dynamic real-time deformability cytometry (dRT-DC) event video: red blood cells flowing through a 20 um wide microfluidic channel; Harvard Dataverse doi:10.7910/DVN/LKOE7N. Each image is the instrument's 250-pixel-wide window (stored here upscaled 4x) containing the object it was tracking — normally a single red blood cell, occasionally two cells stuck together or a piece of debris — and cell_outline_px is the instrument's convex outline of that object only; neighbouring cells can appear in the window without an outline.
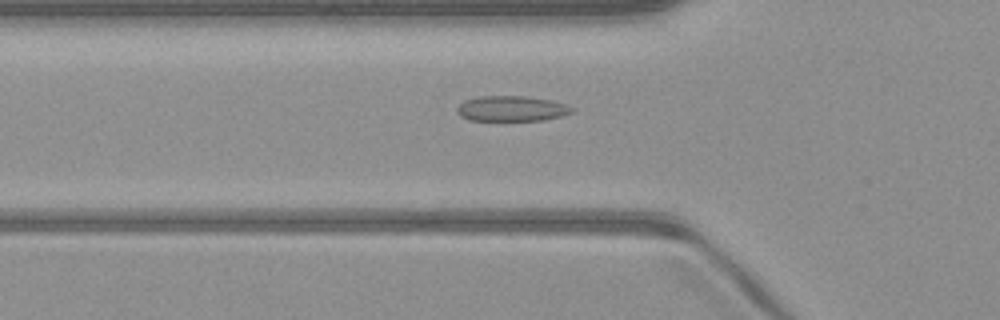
{"species": "common noctule bat (a hibernating species)", "species_latin": "Nyctalus noctula", "temperature_condition": "warm", "stored_images_in_passage": 45, "camera_frame_rate_fps": 3000, "um_per_image_px": 0.085, "animal": {"sex": "male", "body_mass_g": 23.1, "forearm_length_mm": 52.7}, "frame": {"image": 1, "passage_image": 12, "time_ms": 3.667, "image_size_px": [1000, 320], "cell_outline_px": [[576, 108], [572, 112], [560, 116], [544, 120], [468, 120], [460, 116], [456, 112], [456, 108], [464, 100], [480, 96], [524, 96], [552, 100]], "centroid_in_image_um": [43.46, 9.23], "position_along_channel_um": 82.3, "area_um2": 16.99}}
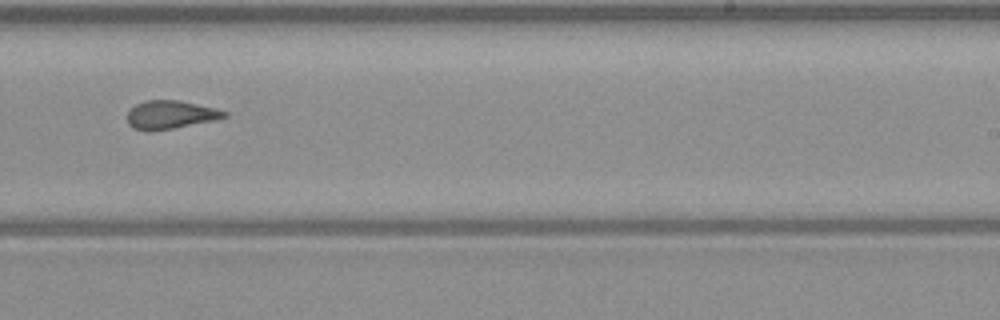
{"frame": {"image": 2, "passage_image": 26, "time_ms": 8.333, "image_size_px": [1000, 320], "cell_outline_px": [[228, 116], [216, 120], [172, 128], [148, 132], [132, 128], [128, 124], [128, 112], [136, 104], [148, 100], [180, 100], [228, 112]], "centroid_in_image_um": [14.47, 9.76], "position_along_channel_um": 274.5, "area_um2": 15.9}}
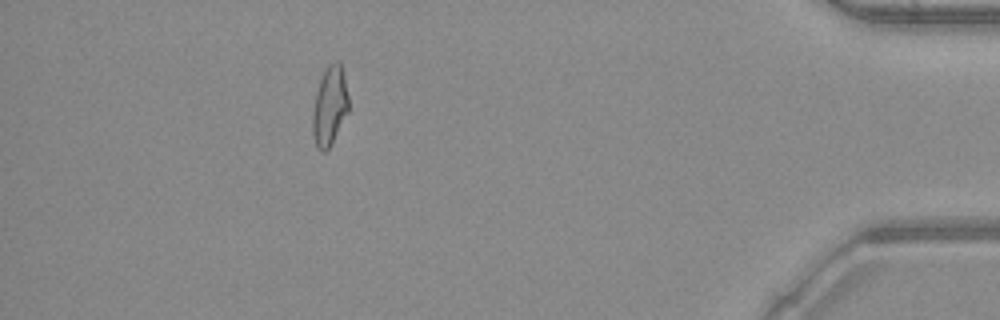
{"frame": {"image": 3, "passage_image": 40, "time_ms": 13.0, "image_size_px": [1000, 320], "cell_outline_px": [[348, 112], [328, 148], [324, 152], [320, 152], [316, 148], [312, 132], [312, 112], [316, 92], [320, 80], [328, 64], [336, 60], [340, 60], [344, 76], [348, 96]], "centroid_in_image_um": [28.0, 9.0], "position_along_channel_um": 407.2, "area_um2": 16.53}, "authors_computed_cell_mechanics": {"area_um2": 16.762, "velocity_mm_per_s": 4.0929, "shape_relaxation_time_tau1_ms": null, "shape_relaxation_time_tau2_ms": 2.1301, "deformation_change_tau1": null, "deformation_change_tau2": 0.082}}